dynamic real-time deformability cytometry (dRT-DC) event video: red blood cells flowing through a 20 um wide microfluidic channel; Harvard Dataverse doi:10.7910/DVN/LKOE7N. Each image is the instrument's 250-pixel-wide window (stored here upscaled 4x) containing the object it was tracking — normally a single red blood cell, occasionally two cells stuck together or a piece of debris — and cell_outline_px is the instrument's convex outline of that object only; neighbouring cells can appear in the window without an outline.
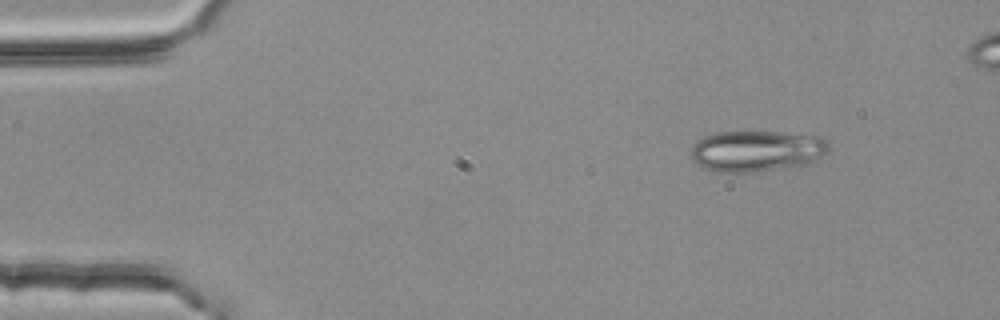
{"species": "common noctule bat (a hibernating species)", "species_latin": "Nyctalus noctula", "temperature_condition": "room temperature", "stored_images_in_passage": 49, "segment_of_instrument_passage": [1, 2], "camera_frame_rate_fps": 3000, "um_per_image_px": 0.085, "animal": {"sex": "female", "body_mass_g": 25.1}, "frame": {"image": 1, "passage_image": 1, "time_ms": 0.0, "image_size_px": [1000, 320], "cell_outline_px": [[828, 152], [812, 164], [756, 172], [720, 172], [704, 168], [692, 160], [692, 144], [704, 136], [716, 132], [780, 132], [820, 136], [828, 140]], "centroid_in_image_um": [64.36, 12.84], "position_along_channel_um": 20.6, "area_um2": 33.35}}
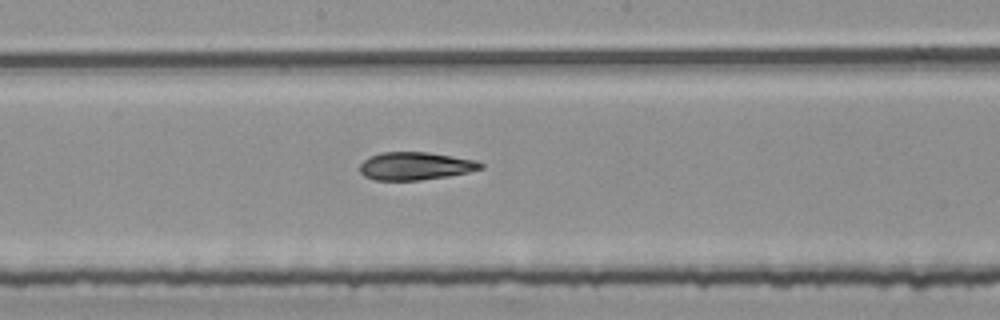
{"frame": {"image": 2, "passage_image": 23, "time_ms": 7.333, "image_size_px": [1000, 320], "cell_outline_px": [[484, 168], [468, 172], [448, 176], [420, 180], [376, 180], [364, 176], [360, 172], [360, 164], [364, 160], [380, 152], [428, 152], [476, 160], [484, 164]], "centroid_in_image_um": [35.32, 14.11], "position_along_channel_um": 212.9, "area_um2": 19.59}}
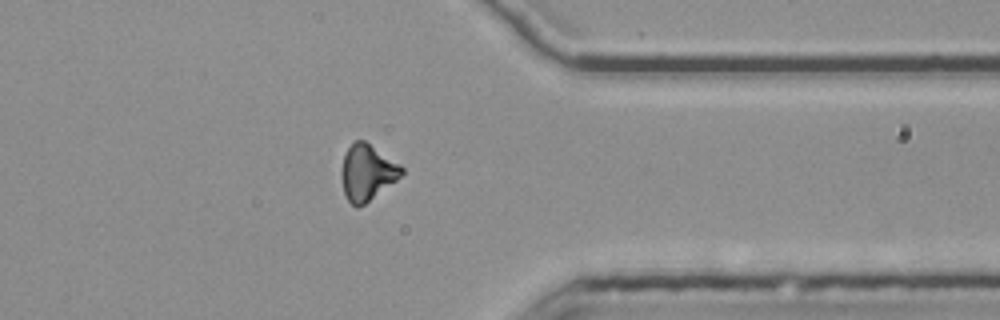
{"frame": {"image": 3, "passage_image": 37, "time_ms": 12.0, "image_size_px": [1000, 320], "cell_outline_px": [[404, 172], [396, 180], [364, 204], [356, 208], [348, 200], [344, 192], [340, 176], [340, 168], [344, 156], [348, 148], [356, 140], [364, 140], [400, 164], [404, 168]], "centroid_in_image_um": [31.18, 14.65], "position_along_channel_um": 380.2, "area_um2": 19.42}}